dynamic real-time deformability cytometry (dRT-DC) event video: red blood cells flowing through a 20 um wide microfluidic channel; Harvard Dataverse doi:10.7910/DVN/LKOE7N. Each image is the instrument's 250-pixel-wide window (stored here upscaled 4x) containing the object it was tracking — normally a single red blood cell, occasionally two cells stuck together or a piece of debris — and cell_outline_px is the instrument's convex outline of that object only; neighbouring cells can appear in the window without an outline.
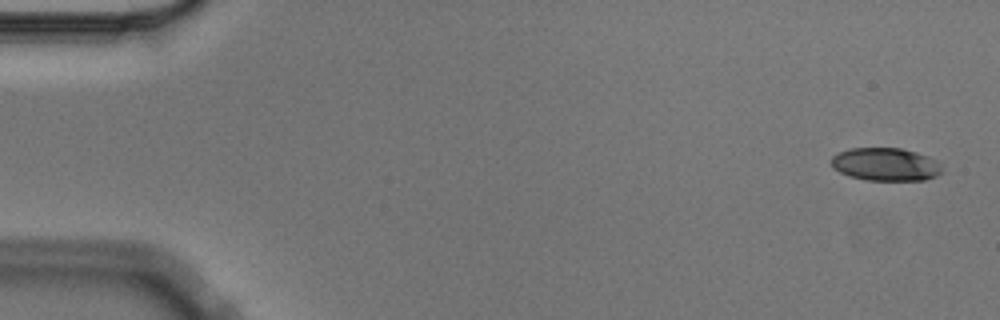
{"species": "Egyptian fruit bat (a non-hibernating species)", "species_latin": "Rousettus aegyptiacus", "temperature_condition": "cold", "stored_images_in_passage": 5, "camera_frame_rate_fps": 3000, "um_per_image_px": 0.085, "animal": {"sex": "male"}, "frame": {"image": 1, "passage_image": 1, "time_ms": 0.0, "image_size_px": [1000, 320], "cell_outline_px": [[944, 172], [936, 176], [924, 180], [868, 180], [848, 176], [832, 168], [832, 156], [840, 152], [852, 148], [900, 148], [916, 152], [928, 156], [936, 160], [940, 164]], "centroid_in_image_um": [75.3, 13.97], "position_along_channel_um": 9.7, "area_um2": 21.33}}
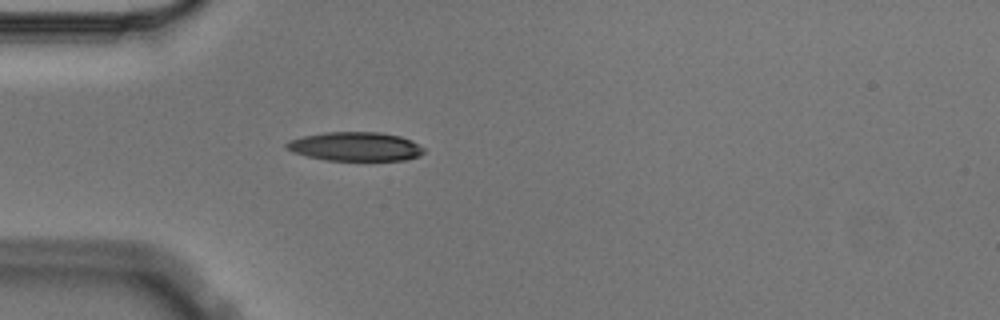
{"frame": {"image": 2, "passage_image": 5, "time_ms": 1.333, "image_size_px": [1000, 320], "cell_outline_px": [[424, 152], [420, 156], [404, 160], [324, 160], [292, 152], [284, 148], [284, 144], [288, 140], [304, 136], [324, 132], [380, 132], [400, 136], [412, 140], [424, 148]], "centroid_in_image_um": [30.19, 12.45], "position_along_channel_um": 54.8, "area_um2": 23.29}}